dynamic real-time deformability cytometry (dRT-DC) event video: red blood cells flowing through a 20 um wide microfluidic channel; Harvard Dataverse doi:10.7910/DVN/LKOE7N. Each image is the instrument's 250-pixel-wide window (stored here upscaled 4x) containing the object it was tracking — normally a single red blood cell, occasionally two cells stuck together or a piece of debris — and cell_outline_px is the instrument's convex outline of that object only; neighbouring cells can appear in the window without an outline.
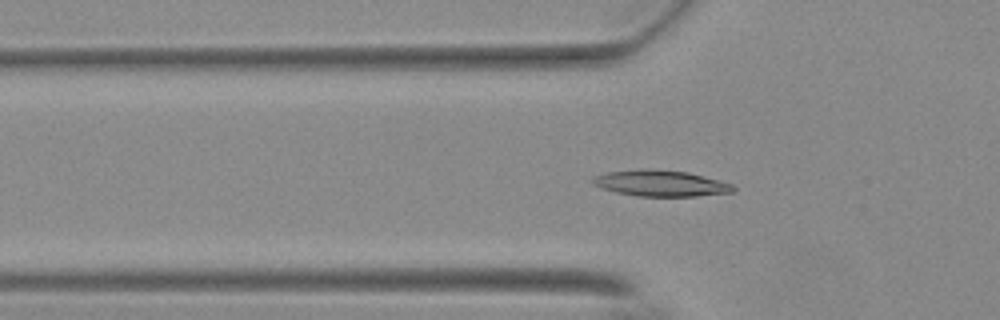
{"species": "Egyptian fruit bat (a non-hibernating species)", "species_latin": "Rousettus aegyptiacus", "temperature_condition": "warm", "stored_images_in_passage": 55, "camera_frame_rate_fps": 3000, "um_per_image_px": 0.085, "animal": {"sex": "female"}, "frame": {"image": 1, "passage_image": 18, "time_ms": 5.667, "image_size_px": [1000, 320], "cell_outline_px": [[736, 188], [732, 192], [696, 196], [636, 196], [616, 192], [600, 188], [592, 184], [588, 180], [592, 176], [608, 172], [640, 168], [648, 168], [688, 172], [732, 184]], "centroid_in_image_um": [56.06, 15.57], "position_along_channel_um": 69.7, "area_um2": 21.56}}
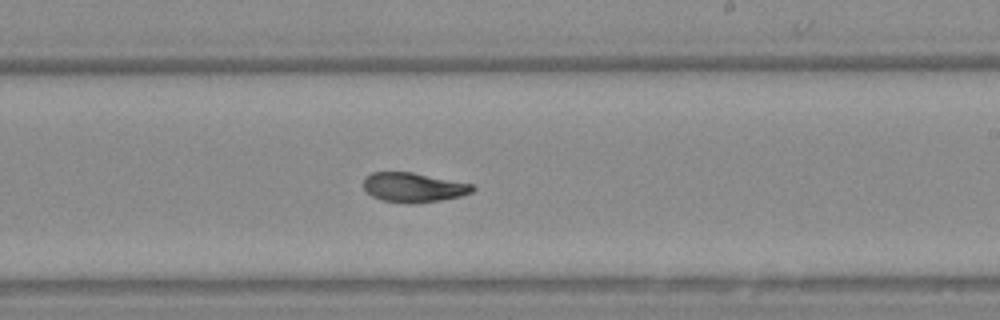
{"frame": {"image": 2, "passage_image": 33, "time_ms": 10.667, "image_size_px": [1000, 320], "cell_outline_px": [[476, 188], [472, 192], [460, 196], [440, 200], [416, 204], [408, 204], [380, 200], [372, 196], [364, 188], [364, 180], [372, 172], [412, 172], [472, 184]], "centroid_in_image_um": [35.15, 15.94], "position_along_channel_um": 253.9, "area_um2": 18.73}}
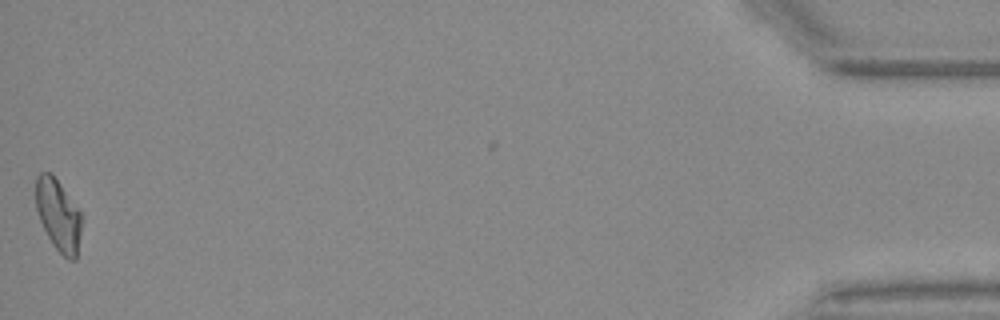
{"frame": {"image": 3, "passage_image": 55, "time_ms": 18.0, "image_size_px": [1000, 320], "cell_outline_px": [[84, 220], [76, 260], [68, 260], [52, 244], [40, 220], [36, 208], [36, 176], [40, 172], [52, 172], [80, 212]], "centroid_in_image_um": [4.98, 18.29], "position_along_channel_um": 430.2, "area_um2": 19.31}, "authors_computed_cell_mechanics": {"area_um2": 19.4786, "velocity_mm_per_s": 3.6871, "shape_relaxation_time_tau1_ms": 7.6079, "shape_relaxation_time_tau2_ms": 2.468, "deformation_change_tau1": 0.2186, "deformation_change_tau2": 0.0773}}